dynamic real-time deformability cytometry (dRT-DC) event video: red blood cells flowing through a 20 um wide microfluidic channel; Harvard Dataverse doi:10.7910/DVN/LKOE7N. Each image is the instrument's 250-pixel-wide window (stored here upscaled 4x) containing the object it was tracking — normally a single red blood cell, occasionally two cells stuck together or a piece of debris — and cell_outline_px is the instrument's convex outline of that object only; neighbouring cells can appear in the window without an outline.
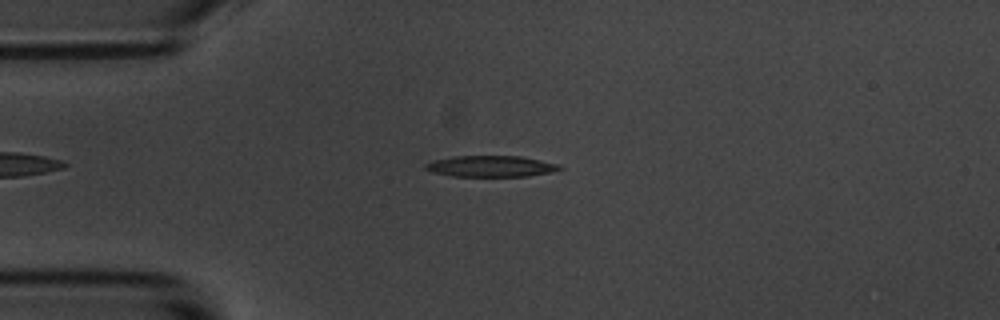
{"species": "common noctule bat (a hibernating species)", "species_latin": "Nyctalus noctula", "temperature_condition": "room temperature", "stored_images_in_passage": 5, "camera_frame_rate_fps": 3000, "um_per_image_px": 0.085, "animal": {"sex": "male", "body_mass_g": 20.1, "forearm_length_mm": 53.5}, "frame": {"image": 1, "passage_image": 4, "time_ms": 3.333, "image_size_px": [1000, 320], "cell_outline_px": [[564, 168], [552, 172], [528, 176], [452, 176], [432, 172], [424, 168], [424, 164], [432, 160], [452, 156], [520, 156], [560, 164]], "centroid_in_image_um": [41.72, 14.13], "position_along_channel_um": 43.3, "area_um2": 16.65}}